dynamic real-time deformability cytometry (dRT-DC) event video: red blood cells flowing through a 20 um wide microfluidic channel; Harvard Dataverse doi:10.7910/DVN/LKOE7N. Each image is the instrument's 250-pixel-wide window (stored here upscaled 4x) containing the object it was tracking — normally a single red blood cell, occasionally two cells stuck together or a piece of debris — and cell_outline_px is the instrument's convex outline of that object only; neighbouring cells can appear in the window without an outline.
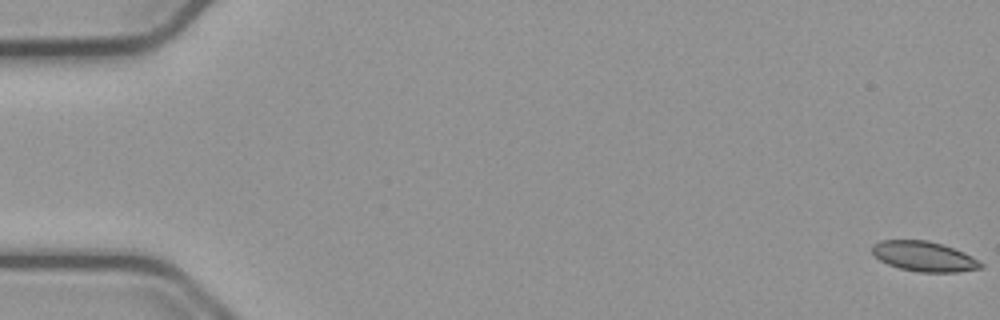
{"species": "common noctule bat (a hibernating species)", "species_latin": "Nyctalus noctula", "temperature_condition": "cold", "stored_images_in_passage": 57, "segment_of_instrument_passage": [1, 2], "camera_frame_rate_fps": 3000, "um_per_image_px": 0.085, "animal": {"sex": "male", "body_mass_g": 23.1, "forearm_length_mm": 52.7}, "frame": {"image": 1, "passage_image": 1, "time_ms": 0.0, "image_size_px": [1000, 320], "cell_outline_px": [[984, 268], [956, 272], [920, 272], [900, 268], [888, 264], [880, 260], [872, 252], [872, 244], [880, 240], [928, 240], [964, 252], [972, 256], [984, 264]], "centroid_in_image_um": [78.56, 21.79], "position_along_channel_um": 6.4, "area_um2": 18.96}}
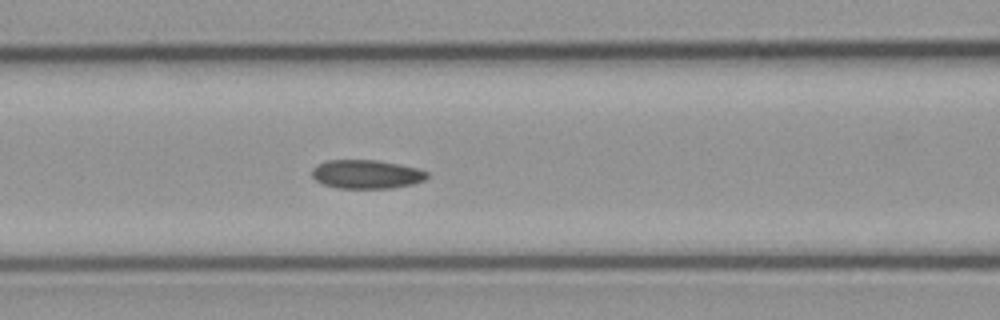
{"frame": {"image": 2, "passage_image": 24, "time_ms": 7.667, "image_size_px": [1000, 320], "cell_outline_px": [[428, 176], [424, 180], [412, 184], [392, 188], [336, 188], [324, 184], [316, 180], [312, 176], [312, 168], [316, 164], [328, 160], [376, 160], [400, 164], [416, 168], [428, 172]], "centroid_in_image_um": [31.13, 14.8], "position_along_channel_um": 135.5, "area_um2": 19.31}}
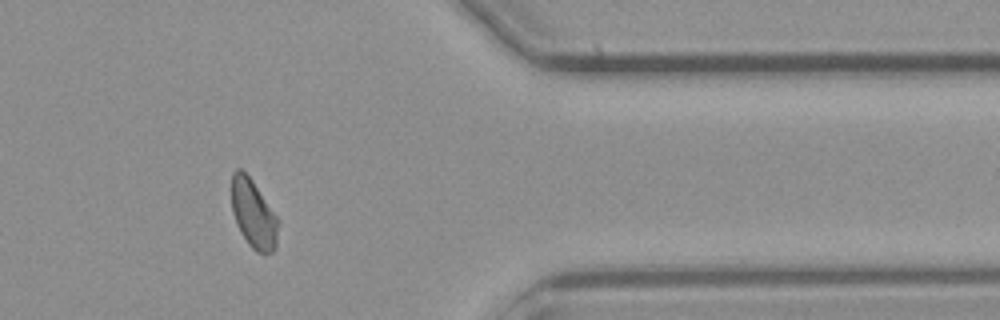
{"frame": {"image": 3, "passage_image": 46, "time_ms": 15.0, "image_size_px": [1000, 320], "cell_outline_px": [[280, 220], [276, 248], [272, 252], [256, 252], [248, 244], [236, 224], [232, 212], [232, 172], [236, 168], [240, 168], [252, 180]], "centroid_in_image_um": [21.56, 18.19], "position_along_channel_um": 389.8, "area_um2": 18.73}}